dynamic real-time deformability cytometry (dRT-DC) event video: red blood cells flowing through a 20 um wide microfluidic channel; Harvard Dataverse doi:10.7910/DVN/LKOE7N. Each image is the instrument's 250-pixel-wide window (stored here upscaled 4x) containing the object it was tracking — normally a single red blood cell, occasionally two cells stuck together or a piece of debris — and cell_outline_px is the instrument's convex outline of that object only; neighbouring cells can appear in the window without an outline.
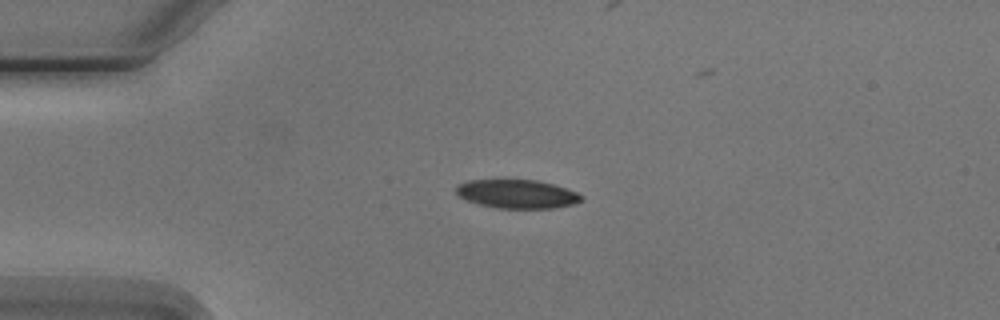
{"species": "Egyptian fruit bat (a non-hibernating species)", "species_latin": "Rousettus aegyptiacus", "temperature_condition": "cold", "stored_images_in_passage": 5, "camera_frame_rate_fps": 3000, "um_per_image_px": 0.085, "animal": {"sex": "male"}, "frame": {"image": 1, "passage_image": 4, "time_ms": 3.667, "image_size_px": [1000, 320], "cell_outline_px": [[584, 200], [572, 204], [552, 208], [496, 208], [480, 204], [468, 200], [460, 196], [456, 192], [456, 188], [460, 184], [468, 180], [536, 180], [552, 184], [576, 192], [584, 196]], "centroid_in_image_um": [43.97, 16.49], "position_along_channel_um": 41.0, "area_um2": 20.63}}